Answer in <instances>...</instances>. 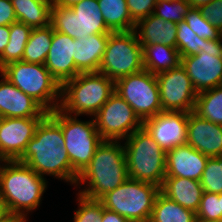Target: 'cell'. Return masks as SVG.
Masks as SVG:
<instances>
[{"label":"cell","instance_id":"cell-22","mask_svg":"<svg viewBox=\"0 0 222 222\" xmlns=\"http://www.w3.org/2000/svg\"><path fill=\"white\" fill-rule=\"evenodd\" d=\"M160 192L185 209L196 213L204 190L200 181L182 177H165Z\"/></svg>","mask_w":222,"mask_h":222},{"label":"cell","instance_id":"cell-3","mask_svg":"<svg viewBox=\"0 0 222 222\" xmlns=\"http://www.w3.org/2000/svg\"><path fill=\"white\" fill-rule=\"evenodd\" d=\"M4 163L0 169V198L8 213L27 215L40 205L47 188L46 178L18 160Z\"/></svg>","mask_w":222,"mask_h":222},{"label":"cell","instance_id":"cell-1","mask_svg":"<svg viewBox=\"0 0 222 222\" xmlns=\"http://www.w3.org/2000/svg\"><path fill=\"white\" fill-rule=\"evenodd\" d=\"M64 144L61 126L47 114L36 127L34 137L18 161L41 177L47 174L76 185L78 175L72 169Z\"/></svg>","mask_w":222,"mask_h":222},{"label":"cell","instance_id":"cell-30","mask_svg":"<svg viewBox=\"0 0 222 222\" xmlns=\"http://www.w3.org/2000/svg\"><path fill=\"white\" fill-rule=\"evenodd\" d=\"M193 112L201 118L222 125V85L199 92Z\"/></svg>","mask_w":222,"mask_h":222},{"label":"cell","instance_id":"cell-41","mask_svg":"<svg viewBox=\"0 0 222 222\" xmlns=\"http://www.w3.org/2000/svg\"><path fill=\"white\" fill-rule=\"evenodd\" d=\"M10 39V26H0V56L2 55L6 45Z\"/></svg>","mask_w":222,"mask_h":222},{"label":"cell","instance_id":"cell-4","mask_svg":"<svg viewBox=\"0 0 222 222\" xmlns=\"http://www.w3.org/2000/svg\"><path fill=\"white\" fill-rule=\"evenodd\" d=\"M115 91V82L100 72L79 73L61 85L59 109L68 115L94 116Z\"/></svg>","mask_w":222,"mask_h":222},{"label":"cell","instance_id":"cell-9","mask_svg":"<svg viewBox=\"0 0 222 222\" xmlns=\"http://www.w3.org/2000/svg\"><path fill=\"white\" fill-rule=\"evenodd\" d=\"M51 25L54 30L73 39L93 34H109L98 0H83L71 7L52 4Z\"/></svg>","mask_w":222,"mask_h":222},{"label":"cell","instance_id":"cell-36","mask_svg":"<svg viewBox=\"0 0 222 222\" xmlns=\"http://www.w3.org/2000/svg\"><path fill=\"white\" fill-rule=\"evenodd\" d=\"M197 222L222 219L220 198L217 193L204 192L196 212Z\"/></svg>","mask_w":222,"mask_h":222},{"label":"cell","instance_id":"cell-12","mask_svg":"<svg viewBox=\"0 0 222 222\" xmlns=\"http://www.w3.org/2000/svg\"><path fill=\"white\" fill-rule=\"evenodd\" d=\"M94 117L103 141L124 140L143 124L133 108L115 91Z\"/></svg>","mask_w":222,"mask_h":222},{"label":"cell","instance_id":"cell-23","mask_svg":"<svg viewBox=\"0 0 222 222\" xmlns=\"http://www.w3.org/2000/svg\"><path fill=\"white\" fill-rule=\"evenodd\" d=\"M134 30L141 45L163 44L176 47L177 24L175 22L164 21L151 14L140 19Z\"/></svg>","mask_w":222,"mask_h":222},{"label":"cell","instance_id":"cell-25","mask_svg":"<svg viewBox=\"0 0 222 222\" xmlns=\"http://www.w3.org/2000/svg\"><path fill=\"white\" fill-rule=\"evenodd\" d=\"M142 46L144 70L154 75L178 67L181 64V56L177 47L163 44Z\"/></svg>","mask_w":222,"mask_h":222},{"label":"cell","instance_id":"cell-5","mask_svg":"<svg viewBox=\"0 0 222 222\" xmlns=\"http://www.w3.org/2000/svg\"><path fill=\"white\" fill-rule=\"evenodd\" d=\"M125 140L128 177L161 187L166 177V152L143 126Z\"/></svg>","mask_w":222,"mask_h":222},{"label":"cell","instance_id":"cell-14","mask_svg":"<svg viewBox=\"0 0 222 222\" xmlns=\"http://www.w3.org/2000/svg\"><path fill=\"white\" fill-rule=\"evenodd\" d=\"M162 111L193 112L198 96L185 68L178 67L156 75Z\"/></svg>","mask_w":222,"mask_h":222},{"label":"cell","instance_id":"cell-20","mask_svg":"<svg viewBox=\"0 0 222 222\" xmlns=\"http://www.w3.org/2000/svg\"><path fill=\"white\" fill-rule=\"evenodd\" d=\"M205 156L188 144L166 152V177H182L200 181L206 167Z\"/></svg>","mask_w":222,"mask_h":222},{"label":"cell","instance_id":"cell-40","mask_svg":"<svg viewBox=\"0 0 222 222\" xmlns=\"http://www.w3.org/2000/svg\"><path fill=\"white\" fill-rule=\"evenodd\" d=\"M102 222H130L120 214L107 210L102 203Z\"/></svg>","mask_w":222,"mask_h":222},{"label":"cell","instance_id":"cell-45","mask_svg":"<svg viewBox=\"0 0 222 222\" xmlns=\"http://www.w3.org/2000/svg\"><path fill=\"white\" fill-rule=\"evenodd\" d=\"M8 213L5 203L0 198V220Z\"/></svg>","mask_w":222,"mask_h":222},{"label":"cell","instance_id":"cell-44","mask_svg":"<svg viewBox=\"0 0 222 222\" xmlns=\"http://www.w3.org/2000/svg\"><path fill=\"white\" fill-rule=\"evenodd\" d=\"M213 0H187L191 8H199L202 5L209 4Z\"/></svg>","mask_w":222,"mask_h":222},{"label":"cell","instance_id":"cell-34","mask_svg":"<svg viewBox=\"0 0 222 222\" xmlns=\"http://www.w3.org/2000/svg\"><path fill=\"white\" fill-rule=\"evenodd\" d=\"M184 21L200 38L215 40L222 36V33L201 15L198 8H191L185 16Z\"/></svg>","mask_w":222,"mask_h":222},{"label":"cell","instance_id":"cell-43","mask_svg":"<svg viewBox=\"0 0 222 222\" xmlns=\"http://www.w3.org/2000/svg\"><path fill=\"white\" fill-rule=\"evenodd\" d=\"M53 4L61 5V6H66V7H71L74 4L83 1V0H52Z\"/></svg>","mask_w":222,"mask_h":222},{"label":"cell","instance_id":"cell-27","mask_svg":"<svg viewBox=\"0 0 222 222\" xmlns=\"http://www.w3.org/2000/svg\"><path fill=\"white\" fill-rule=\"evenodd\" d=\"M149 222H197L196 213L159 192L153 204Z\"/></svg>","mask_w":222,"mask_h":222},{"label":"cell","instance_id":"cell-26","mask_svg":"<svg viewBox=\"0 0 222 222\" xmlns=\"http://www.w3.org/2000/svg\"><path fill=\"white\" fill-rule=\"evenodd\" d=\"M105 24L111 32H129L136 23L131 19L126 0H98Z\"/></svg>","mask_w":222,"mask_h":222},{"label":"cell","instance_id":"cell-8","mask_svg":"<svg viewBox=\"0 0 222 222\" xmlns=\"http://www.w3.org/2000/svg\"><path fill=\"white\" fill-rule=\"evenodd\" d=\"M159 192L160 187L155 184L128 178L100 201L105 209L120 214L130 222H149Z\"/></svg>","mask_w":222,"mask_h":222},{"label":"cell","instance_id":"cell-39","mask_svg":"<svg viewBox=\"0 0 222 222\" xmlns=\"http://www.w3.org/2000/svg\"><path fill=\"white\" fill-rule=\"evenodd\" d=\"M16 21L17 18L11 0H0V26H10Z\"/></svg>","mask_w":222,"mask_h":222},{"label":"cell","instance_id":"cell-46","mask_svg":"<svg viewBox=\"0 0 222 222\" xmlns=\"http://www.w3.org/2000/svg\"><path fill=\"white\" fill-rule=\"evenodd\" d=\"M218 196L220 198V212H222V193H219Z\"/></svg>","mask_w":222,"mask_h":222},{"label":"cell","instance_id":"cell-19","mask_svg":"<svg viewBox=\"0 0 222 222\" xmlns=\"http://www.w3.org/2000/svg\"><path fill=\"white\" fill-rule=\"evenodd\" d=\"M73 55L74 39L54 30L51 47L44 65L60 85L79 74Z\"/></svg>","mask_w":222,"mask_h":222},{"label":"cell","instance_id":"cell-13","mask_svg":"<svg viewBox=\"0 0 222 222\" xmlns=\"http://www.w3.org/2000/svg\"><path fill=\"white\" fill-rule=\"evenodd\" d=\"M181 65L197 93L222 85V36L215 40L205 39L202 51L181 57Z\"/></svg>","mask_w":222,"mask_h":222},{"label":"cell","instance_id":"cell-15","mask_svg":"<svg viewBox=\"0 0 222 222\" xmlns=\"http://www.w3.org/2000/svg\"><path fill=\"white\" fill-rule=\"evenodd\" d=\"M187 125L188 113L171 111L159 112L142 124L165 152L187 144Z\"/></svg>","mask_w":222,"mask_h":222},{"label":"cell","instance_id":"cell-6","mask_svg":"<svg viewBox=\"0 0 222 222\" xmlns=\"http://www.w3.org/2000/svg\"><path fill=\"white\" fill-rule=\"evenodd\" d=\"M0 74L22 92L31 96L47 112L59 108L61 85L44 64L28 63L21 60L4 66L0 70Z\"/></svg>","mask_w":222,"mask_h":222},{"label":"cell","instance_id":"cell-31","mask_svg":"<svg viewBox=\"0 0 222 222\" xmlns=\"http://www.w3.org/2000/svg\"><path fill=\"white\" fill-rule=\"evenodd\" d=\"M204 44L205 39L198 37L184 20L177 23L176 47L181 57L199 54Z\"/></svg>","mask_w":222,"mask_h":222},{"label":"cell","instance_id":"cell-16","mask_svg":"<svg viewBox=\"0 0 222 222\" xmlns=\"http://www.w3.org/2000/svg\"><path fill=\"white\" fill-rule=\"evenodd\" d=\"M43 118H0V158L18 160Z\"/></svg>","mask_w":222,"mask_h":222},{"label":"cell","instance_id":"cell-42","mask_svg":"<svg viewBox=\"0 0 222 222\" xmlns=\"http://www.w3.org/2000/svg\"><path fill=\"white\" fill-rule=\"evenodd\" d=\"M26 216L25 214L7 213L0 222H26Z\"/></svg>","mask_w":222,"mask_h":222},{"label":"cell","instance_id":"cell-17","mask_svg":"<svg viewBox=\"0 0 222 222\" xmlns=\"http://www.w3.org/2000/svg\"><path fill=\"white\" fill-rule=\"evenodd\" d=\"M0 118L45 117L48 112L1 74Z\"/></svg>","mask_w":222,"mask_h":222},{"label":"cell","instance_id":"cell-10","mask_svg":"<svg viewBox=\"0 0 222 222\" xmlns=\"http://www.w3.org/2000/svg\"><path fill=\"white\" fill-rule=\"evenodd\" d=\"M143 69V46L139 43L135 30L109 33L98 72L115 82Z\"/></svg>","mask_w":222,"mask_h":222},{"label":"cell","instance_id":"cell-21","mask_svg":"<svg viewBox=\"0 0 222 222\" xmlns=\"http://www.w3.org/2000/svg\"><path fill=\"white\" fill-rule=\"evenodd\" d=\"M109 34L74 39V63L79 73L98 72Z\"/></svg>","mask_w":222,"mask_h":222},{"label":"cell","instance_id":"cell-18","mask_svg":"<svg viewBox=\"0 0 222 222\" xmlns=\"http://www.w3.org/2000/svg\"><path fill=\"white\" fill-rule=\"evenodd\" d=\"M187 144L208 157L222 156V125L188 113Z\"/></svg>","mask_w":222,"mask_h":222},{"label":"cell","instance_id":"cell-48","mask_svg":"<svg viewBox=\"0 0 222 222\" xmlns=\"http://www.w3.org/2000/svg\"><path fill=\"white\" fill-rule=\"evenodd\" d=\"M2 161L4 162L5 160L2 159V158H0V162H1V163H2ZM1 163H0V164H1ZM1 166H2V165H0V169H1Z\"/></svg>","mask_w":222,"mask_h":222},{"label":"cell","instance_id":"cell-37","mask_svg":"<svg viewBox=\"0 0 222 222\" xmlns=\"http://www.w3.org/2000/svg\"><path fill=\"white\" fill-rule=\"evenodd\" d=\"M157 2L158 0H126L130 17L135 23L153 14Z\"/></svg>","mask_w":222,"mask_h":222},{"label":"cell","instance_id":"cell-47","mask_svg":"<svg viewBox=\"0 0 222 222\" xmlns=\"http://www.w3.org/2000/svg\"><path fill=\"white\" fill-rule=\"evenodd\" d=\"M200 222H222V219L221 220H214V221H200Z\"/></svg>","mask_w":222,"mask_h":222},{"label":"cell","instance_id":"cell-29","mask_svg":"<svg viewBox=\"0 0 222 222\" xmlns=\"http://www.w3.org/2000/svg\"><path fill=\"white\" fill-rule=\"evenodd\" d=\"M32 28L16 21L10 25V39L0 56V70L9 63L22 60Z\"/></svg>","mask_w":222,"mask_h":222},{"label":"cell","instance_id":"cell-32","mask_svg":"<svg viewBox=\"0 0 222 222\" xmlns=\"http://www.w3.org/2000/svg\"><path fill=\"white\" fill-rule=\"evenodd\" d=\"M200 182L204 192L222 193V156L208 157Z\"/></svg>","mask_w":222,"mask_h":222},{"label":"cell","instance_id":"cell-28","mask_svg":"<svg viewBox=\"0 0 222 222\" xmlns=\"http://www.w3.org/2000/svg\"><path fill=\"white\" fill-rule=\"evenodd\" d=\"M54 28L50 24L42 28L32 29L24 53L22 61L35 64H45L48 56Z\"/></svg>","mask_w":222,"mask_h":222},{"label":"cell","instance_id":"cell-35","mask_svg":"<svg viewBox=\"0 0 222 222\" xmlns=\"http://www.w3.org/2000/svg\"><path fill=\"white\" fill-rule=\"evenodd\" d=\"M79 209L74 213V222H102V202L78 193Z\"/></svg>","mask_w":222,"mask_h":222},{"label":"cell","instance_id":"cell-24","mask_svg":"<svg viewBox=\"0 0 222 222\" xmlns=\"http://www.w3.org/2000/svg\"><path fill=\"white\" fill-rule=\"evenodd\" d=\"M17 21L32 29L51 24L52 0H11Z\"/></svg>","mask_w":222,"mask_h":222},{"label":"cell","instance_id":"cell-33","mask_svg":"<svg viewBox=\"0 0 222 222\" xmlns=\"http://www.w3.org/2000/svg\"><path fill=\"white\" fill-rule=\"evenodd\" d=\"M190 9L191 6L187 0H158L153 14L164 21H171L177 24L184 20Z\"/></svg>","mask_w":222,"mask_h":222},{"label":"cell","instance_id":"cell-7","mask_svg":"<svg viewBox=\"0 0 222 222\" xmlns=\"http://www.w3.org/2000/svg\"><path fill=\"white\" fill-rule=\"evenodd\" d=\"M48 114L61 126L64 147L68 153L73 171L79 176L90 164L96 148L103 142L96 130L94 119L81 121L59 108Z\"/></svg>","mask_w":222,"mask_h":222},{"label":"cell","instance_id":"cell-11","mask_svg":"<svg viewBox=\"0 0 222 222\" xmlns=\"http://www.w3.org/2000/svg\"><path fill=\"white\" fill-rule=\"evenodd\" d=\"M115 92L133 108L142 122L162 112L156 75L147 70L116 80Z\"/></svg>","mask_w":222,"mask_h":222},{"label":"cell","instance_id":"cell-2","mask_svg":"<svg viewBox=\"0 0 222 222\" xmlns=\"http://www.w3.org/2000/svg\"><path fill=\"white\" fill-rule=\"evenodd\" d=\"M119 143V141H103L96 148L90 164L78 176L76 186L88 183L79 194L100 200L129 178L125 148Z\"/></svg>","mask_w":222,"mask_h":222},{"label":"cell","instance_id":"cell-38","mask_svg":"<svg viewBox=\"0 0 222 222\" xmlns=\"http://www.w3.org/2000/svg\"><path fill=\"white\" fill-rule=\"evenodd\" d=\"M201 15L222 33V0L200 6Z\"/></svg>","mask_w":222,"mask_h":222}]
</instances>
